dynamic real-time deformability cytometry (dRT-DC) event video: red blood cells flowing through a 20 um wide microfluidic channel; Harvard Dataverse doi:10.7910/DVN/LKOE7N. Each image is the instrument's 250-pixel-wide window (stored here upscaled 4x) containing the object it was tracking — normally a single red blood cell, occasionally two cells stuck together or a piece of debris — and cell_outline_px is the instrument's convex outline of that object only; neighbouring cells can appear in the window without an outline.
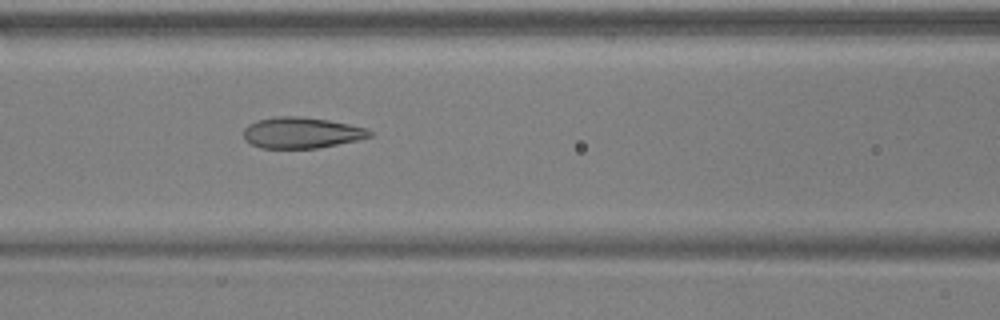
{"species": "common noctule bat (a hibernating species)", "species_latin": "Nyctalus noctula", "temperature_condition": "warm", "stored_images_in_passage": 50, "camera_frame_rate_fps": 3000, "um_per_image_px": 0.085, "animal": {"sex": "male", "body_mass_g": 17.9, "forearm_length_mm": 54.2}, "frame": {"image": 1, "passage_image": 19, "time_ms": 6.0, "image_size_px": [1000, 320], "cell_outline_px": [[372, 136], [356, 140], [316, 148], [260, 148], [244, 140], [244, 128], [248, 124], [256, 120], [276, 116], [300, 116], [328, 120], [368, 128], [372, 132]], "centroid_in_image_um": [25.59, 11.27], "position_along_channel_um": 141.0, "area_um2": 22.77}}
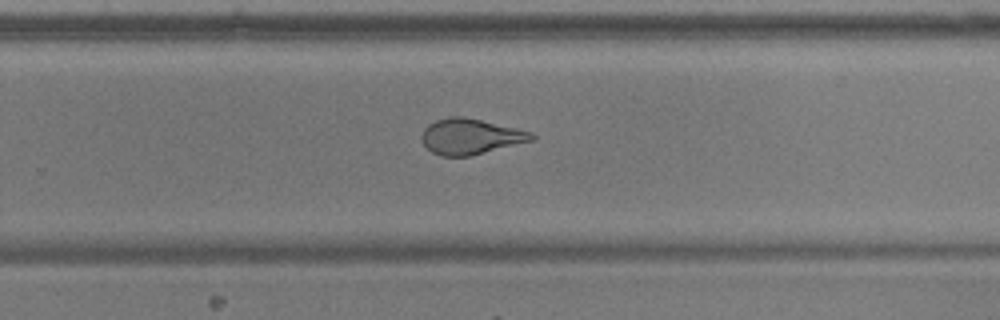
{"frame": {"image": 2, "passage_image": 31, "time_ms": 10.0, "image_size_px": [1000, 320], "cell_outline_px": [[536, 136], [532, 140], [468, 156], [440, 156], [432, 152], [420, 140], [420, 136], [424, 128], [428, 124], [436, 120], [452, 116], [464, 116], [532, 132]], "centroid_in_image_um": [39.93, 11.59], "position_along_channel_um": 289.9, "area_um2": 22.54}}
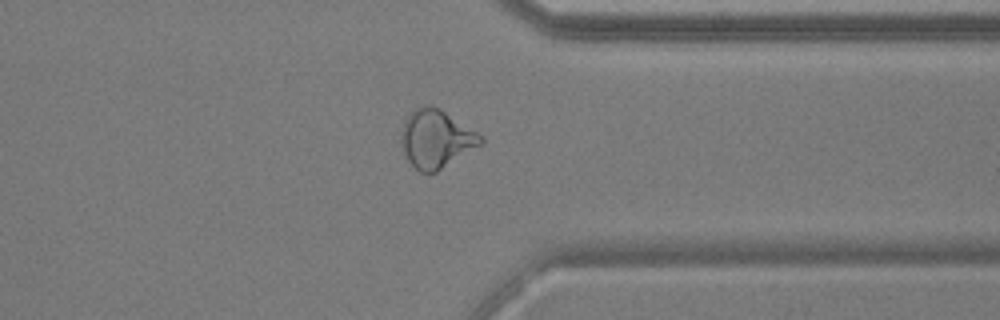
{"frame": {"image": 3, "passage_image": 38, "time_ms": 12.333, "image_size_px": [1000, 320], "cell_outline_px": [[484, 144], [436, 172], [420, 172], [408, 160], [404, 152], [400, 140], [400, 132], [404, 120], [420, 104], [432, 104], [440, 108], [484, 136]], "centroid_in_image_um": [37.09, 11.78], "position_along_channel_um": 374.3, "area_um2": 27.28}, "authors_computed_cell_mechanics": {"area_um2": 24.9696, "velocity_mm_per_s": 3.728, "shape_relaxation_time_tau1_ms": 9.2166, "shape_relaxation_time_tau2_ms": 1.1857, "deformation_change_tau1": 0.2326, "deformation_change_tau2": 0.0797}}